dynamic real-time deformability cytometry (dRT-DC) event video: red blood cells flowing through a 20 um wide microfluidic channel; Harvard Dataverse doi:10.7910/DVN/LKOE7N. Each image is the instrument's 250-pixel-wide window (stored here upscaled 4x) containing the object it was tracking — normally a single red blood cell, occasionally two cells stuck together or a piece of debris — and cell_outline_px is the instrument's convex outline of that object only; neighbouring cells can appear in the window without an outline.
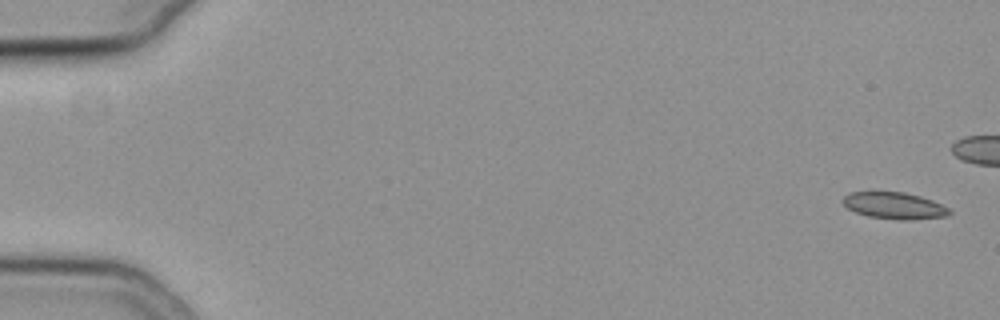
{"species": "common noctule bat (a hibernating species)", "species_latin": "Nyctalus noctula", "temperature_condition": "cold", "stored_images_in_passage": 16, "camera_frame_rate_fps": 3000, "um_per_image_px": 0.085, "animal": {"sex": "female", "body_mass_g": 19.3, "forearm_length_mm": 54.1}, "frame": {"image": 1, "passage_image": 1, "time_ms": 0.0, "image_size_px": [1000, 320], "cell_outline_px": [[952, 212], [948, 216], [912, 220], [896, 220], [868, 216], [856, 212], [848, 208], [840, 200], [848, 192], [904, 192], [920, 196], [932, 200], [948, 208]], "centroid_in_image_um": [76.01, 17.48], "position_along_channel_um": 9.0, "area_um2": 16.65}}
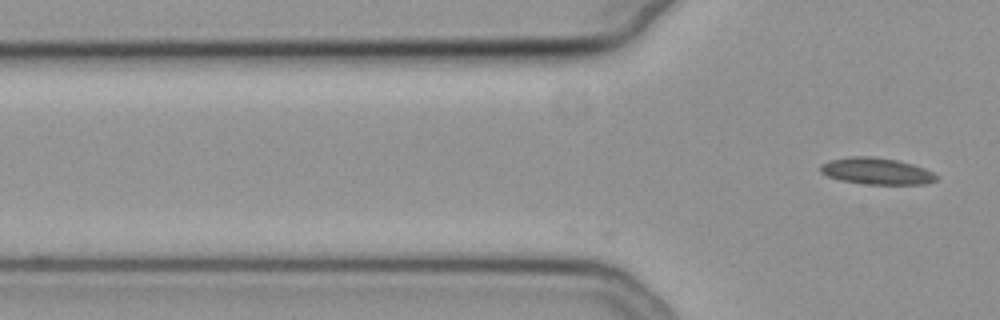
{"frame": {"image": 2, "passage_image": 16, "time_ms": 5.0, "image_size_px": [1000, 320], "cell_outline_px": [[936, 180], [928, 184], [864, 184], [840, 180], [828, 176], [820, 172], [820, 164], [828, 160], [848, 156], [872, 156], [896, 160], [912, 164], [924, 168], [932, 172], [936, 176]], "centroid_in_image_um": [74.46, 14.54], "position_along_channel_um": 51.3, "area_um2": 18.03}}